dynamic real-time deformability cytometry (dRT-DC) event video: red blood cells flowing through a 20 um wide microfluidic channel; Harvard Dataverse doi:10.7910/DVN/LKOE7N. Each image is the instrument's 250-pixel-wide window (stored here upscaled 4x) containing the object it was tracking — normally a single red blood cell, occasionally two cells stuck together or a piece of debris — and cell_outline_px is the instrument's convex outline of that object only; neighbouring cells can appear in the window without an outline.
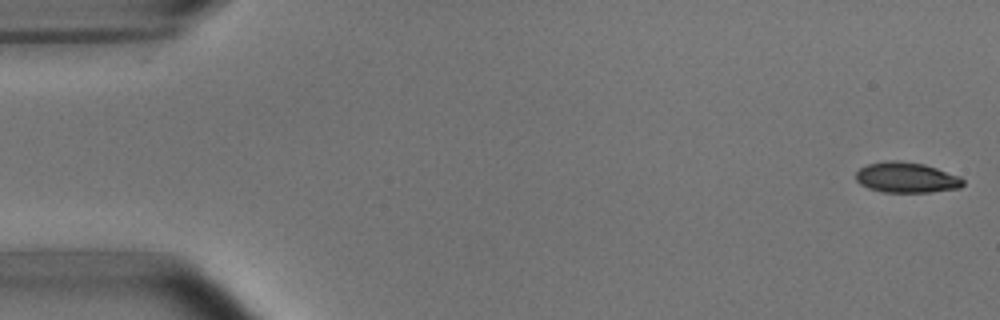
{"species": "common noctule bat (a hibernating species)", "species_latin": "Nyctalus noctula", "temperature_condition": "room temperature", "stored_images_in_passage": 5, "camera_frame_rate_fps": 3000, "um_per_image_px": 0.085, "animal": {"sex": "male", "body_mass_g": 15.6}, "frame": {"image": 1, "passage_image": 1, "time_ms": 0.0, "image_size_px": [1000, 320], "cell_outline_px": [[964, 184], [960, 188], [928, 192], [880, 192], [868, 188], [860, 184], [856, 180], [856, 172], [860, 168], [868, 164], [892, 160], [896, 160], [924, 164], [960, 176], [964, 180]], "centroid_in_image_um": [77.05, 15.09], "position_along_channel_um": 8.0, "area_um2": 19.02}}
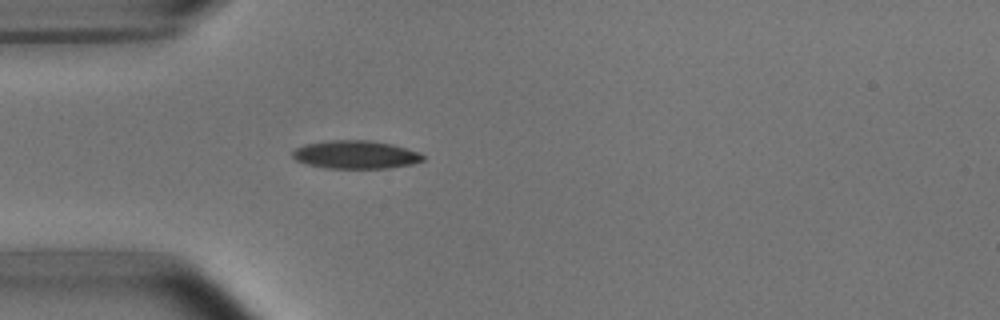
{"frame": {"image": 2, "passage_image": 5, "time_ms": 4.667, "image_size_px": [1000, 320], "cell_outline_px": [[424, 160], [412, 164], [388, 168], [324, 168], [308, 164], [296, 160], [292, 156], [292, 152], [296, 148], [304, 144], [332, 140], [372, 140], [392, 144], [420, 152], [424, 156]], "centroid_in_image_um": [30.24, 13.14], "position_along_channel_um": 54.8, "area_um2": 21.44}}